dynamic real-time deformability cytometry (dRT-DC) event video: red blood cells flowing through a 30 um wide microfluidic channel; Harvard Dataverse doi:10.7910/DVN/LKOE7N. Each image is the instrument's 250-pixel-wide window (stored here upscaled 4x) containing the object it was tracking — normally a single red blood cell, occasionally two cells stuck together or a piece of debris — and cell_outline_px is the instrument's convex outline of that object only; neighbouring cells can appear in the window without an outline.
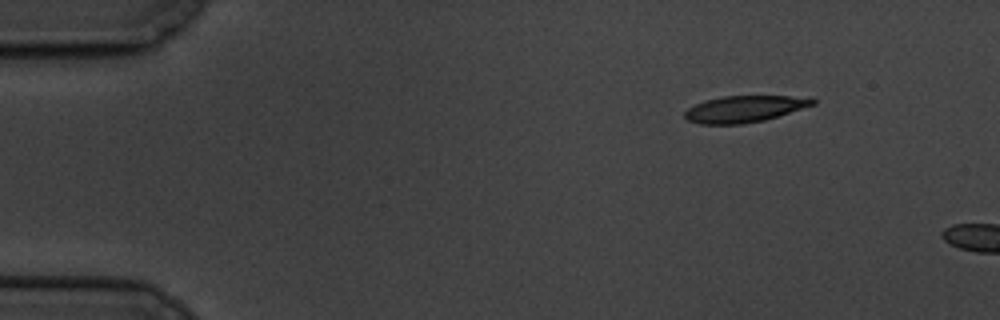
{"species": "common noctule bat (a hibernating species)", "species_latin": "Nyctalus noctula", "temperature_condition": "cold", "stored_images_in_passage": 2, "camera_frame_rate_fps": 3000, "um_per_image_px": 0.085, "animal": {"sex": "male", "body_mass_g": 19.5, "forearm_length_mm": 54.6}, "frame": {"image": 1, "passage_image": 1, "time_ms": 0.0, "image_size_px": [1000, 320], "cell_outline_px": [[816, 104], [764, 120], [740, 124], [700, 124], [688, 120], [684, 116], [684, 112], [688, 108], [704, 100], [724, 96], [812, 96], [816, 100]], "centroid_in_image_um": [63.31, 9.25], "position_along_channel_um": 21.7, "area_um2": 19.83}}